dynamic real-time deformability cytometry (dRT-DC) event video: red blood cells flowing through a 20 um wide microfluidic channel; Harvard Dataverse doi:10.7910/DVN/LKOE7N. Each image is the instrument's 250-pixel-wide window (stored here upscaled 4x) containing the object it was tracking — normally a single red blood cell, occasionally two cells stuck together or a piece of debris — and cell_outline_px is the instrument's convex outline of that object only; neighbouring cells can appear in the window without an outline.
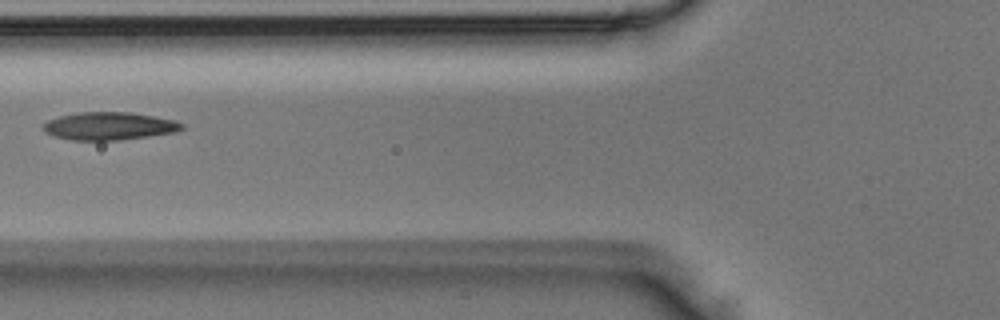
{"species": "Egyptian fruit bat (a non-hibernating species)", "species_latin": "Rousettus aegyptiacus", "temperature_condition": "room temperature", "stored_images_in_passage": 2, "camera_frame_rate_fps": 3000, "um_per_image_px": 0.085, "animal": {"sex": "male"}, "frame": {"image": 1, "passage_image": 2, "time_ms": 0.333, "image_size_px": [1000, 320], "cell_outline_px": [[184, 128], [176, 132], [120, 140], [72, 140], [56, 136], [44, 132], [44, 124], [48, 120], [60, 116], [76, 112], [128, 112], [176, 120], [184, 124]], "centroid_in_image_um": [9.3, 10.71], "position_along_channel_um": 116.5, "area_um2": 22.37}}